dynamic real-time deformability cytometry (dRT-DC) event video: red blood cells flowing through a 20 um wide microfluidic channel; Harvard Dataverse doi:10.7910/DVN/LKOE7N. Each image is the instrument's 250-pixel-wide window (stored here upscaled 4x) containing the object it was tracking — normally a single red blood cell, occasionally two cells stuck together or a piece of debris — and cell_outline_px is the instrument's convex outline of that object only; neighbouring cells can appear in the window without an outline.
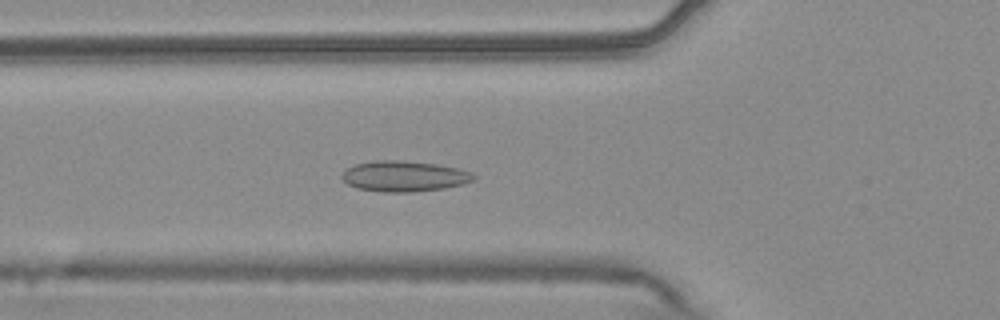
{"species": "common noctule bat (a hibernating species)", "species_latin": "Nyctalus noctula", "temperature_condition": "warm", "stored_images_in_passage": 49, "camera_frame_rate_fps": 3000, "um_per_image_px": 0.085, "animal": {"sex": "male", "body_mass_g": 20.4}, "frame": {"image": 1, "passage_image": 14, "time_ms": 4.333, "image_size_px": [1000, 320], "cell_outline_px": [[476, 180], [464, 184], [444, 188], [412, 192], [384, 192], [356, 188], [348, 184], [340, 176], [348, 168], [356, 164], [376, 160], [404, 160], [436, 164], [456, 168], [472, 172], [476, 176]], "centroid_in_image_um": [34.39, 14.98], "position_along_channel_um": 91.4, "area_um2": 23.58}}
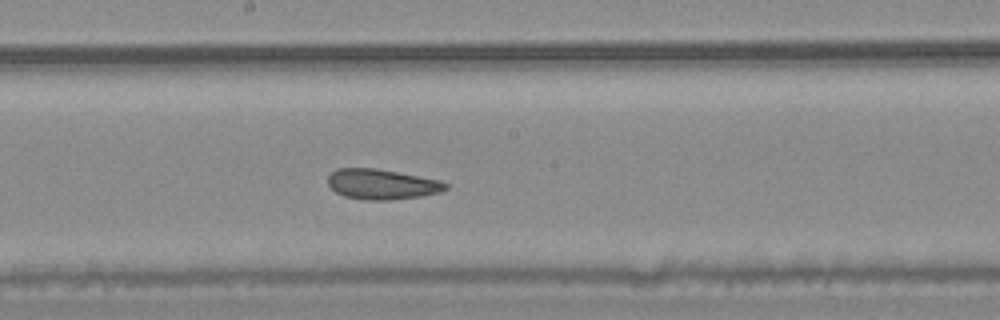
{"frame": {"image": 2, "passage_image": 24, "time_ms": 7.667, "image_size_px": [1000, 320], "cell_outline_px": [[448, 188], [440, 192], [420, 196], [392, 200], [364, 200], [344, 196], [336, 192], [328, 184], [328, 176], [336, 168], [376, 168], [440, 180], [448, 184]], "centroid_in_image_um": [32.45, 15.66], "position_along_channel_um": 215.8, "area_um2": 20.75}}
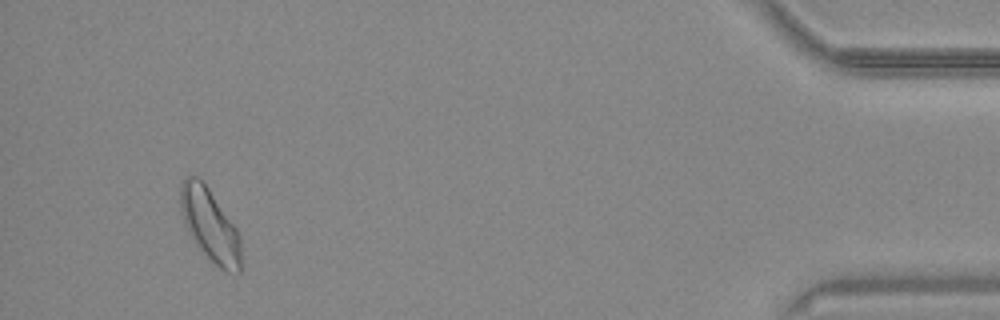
{"frame": {"image": 3, "passage_image": 46, "time_ms": 15.0, "image_size_px": [1000, 320], "cell_outline_px": [[240, 272], [228, 272], [220, 268], [196, 244], [188, 232], [184, 224], [180, 208], [180, 184], [184, 176], [200, 176], [236, 228], [240, 236]], "centroid_in_image_um": [17.81, 19.06], "position_along_channel_um": 417.4, "area_um2": 25.37}, "authors_computed_cell_mechanics": {"area_um2": 22.3108, "velocity_mm_per_s": 3.7125, "shape_relaxation_time_tau1_ms": null, "shape_relaxation_time_tau2_ms": 1.8792, "deformation_change_tau1": null, "deformation_change_tau2": 0.0681}}